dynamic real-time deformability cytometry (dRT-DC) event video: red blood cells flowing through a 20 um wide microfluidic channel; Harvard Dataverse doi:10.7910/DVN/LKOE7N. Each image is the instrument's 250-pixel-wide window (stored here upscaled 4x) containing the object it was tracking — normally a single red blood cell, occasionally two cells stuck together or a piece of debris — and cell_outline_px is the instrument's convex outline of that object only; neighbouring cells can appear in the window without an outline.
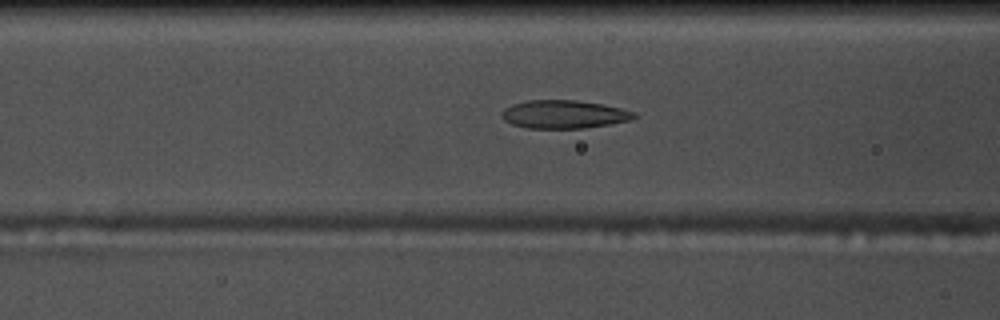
{"species": "common noctule bat (a hibernating species)", "species_latin": "Nyctalus noctula", "temperature_condition": "warm", "stored_images_in_passage": 49, "camera_frame_rate_fps": 3000, "um_per_image_px": 0.085, "animal": {"sex": "male", "body_mass_g": 17.5, "forearm_length_mm": 52.3}, "frame": {"image": 1, "passage_image": 16, "time_ms": 5.0, "image_size_px": [1000, 320], "cell_outline_px": [[640, 116], [632, 120], [612, 124], [584, 128], [528, 128], [512, 124], [504, 120], [500, 116], [500, 112], [504, 108], [512, 104], [528, 100], [576, 100], [604, 104], [636, 112]], "centroid_in_image_um": [47.97, 9.71], "position_along_channel_um": 118.6, "area_um2": 22.08}}
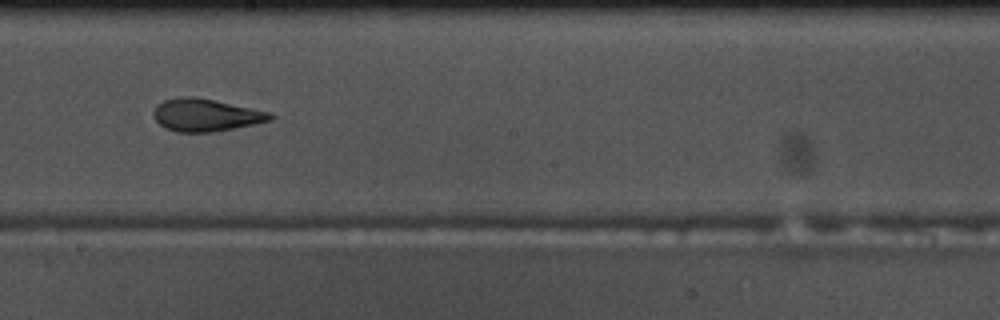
{"frame": {"image": 2, "passage_image": 25, "time_ms": 8.0, "image_size_px": [1000, 320], "cell_outline_px": [[276, 116], [272, 120], [212, 132], [176, 132], [164, 128], [152, 116], [152, 112], [164, 100], [180, 96], [192, 96], [272, 112]], "centroid_in_image_um": [17.49, 9.78], "position_along_channel_um": 230.7, "area_um2": 21.96}}
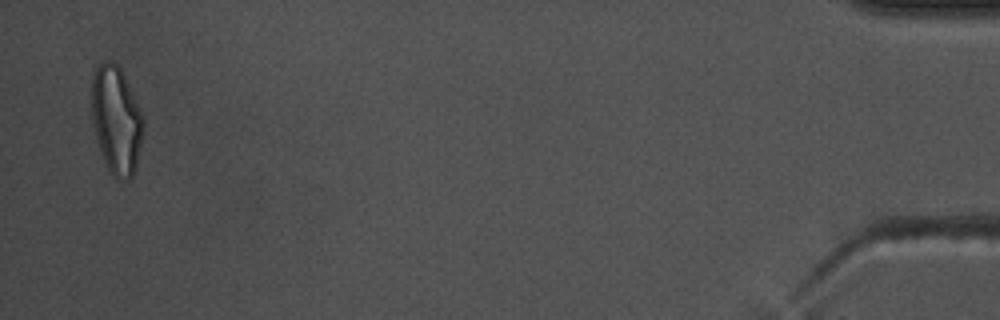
{"frame": {"image": 3, "passage_image": 48, "time_ms": 15.667, "image_size_px": [1000, 320], "cell_outline_px": [[144, 128], [136, 164], [132, 176], [128, 180], [116, 180], [108, 172], [96, 136], [92, 116], [92, 72], [104, 60], [108, 60], [116, 64], [120, 68], [144, 116]], "centroid_in_image_um": [9.89, 10.22], "position_along_channel_um": 425.3, "area_um2": 32.37}, "authors_computed_cell_mechanics": {"area_um2": 22.6576, "velocity_mm_per_s": 3.7513, "shape_relaxation_time_tau1_ms": 9.6158, "shape_relaxation_time_tau2_ms": 1.6589, "deformation_change_tau1": 0.2587, "deformation_change_tau2": 0.0923}}